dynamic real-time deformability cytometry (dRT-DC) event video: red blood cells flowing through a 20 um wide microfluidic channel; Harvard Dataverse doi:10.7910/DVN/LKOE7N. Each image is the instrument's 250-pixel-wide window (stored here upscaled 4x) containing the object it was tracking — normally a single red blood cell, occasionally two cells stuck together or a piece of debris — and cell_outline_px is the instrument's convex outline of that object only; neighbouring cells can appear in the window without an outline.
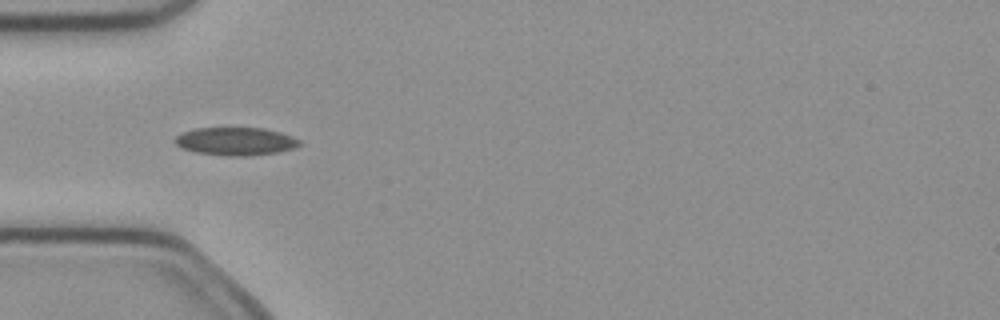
{"species": "common noctule bat (a hibernating species)", "species_latin": "Nyctalus noctula", "temperature_condition": "cold", "stored_images_in_passage": 6, "camera_frame_rate_fps": 3000, "um_per_image_px": 0.085, "animal": {"sex": "female", "body_mass_g": 21.9}, "frame": {"image": 1, "passage_image": 4, "time_ms": 1.0, "image_size_px": [1000, 320], "cell_outline_px": [[300, 144], [292, 148], [280, 152], [244, 156], [228, 156], [196, 152], [180, 148], [172, 140], [176, 136], [184, 132], [196, 128], [264, 128], [280, 132], [292, 136], [300, 140]], "centroid_in_image_um": [20.01, 12.01], "position_along_channel_um": 65.0, "area_um2": 20.29}}
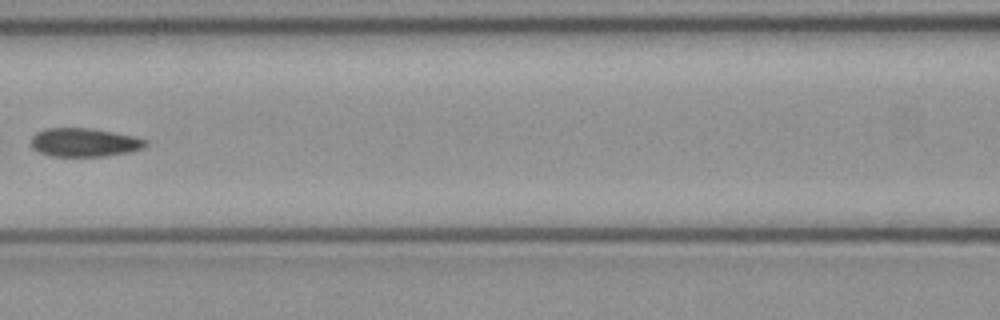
{"frame": {"image": 2, "passage_image": 6, "time_ms": 1.667, "image_size_px": [1000, 320], "cell_outline_px": [[148, 144], [144, 148], [128, 152], [104, 156], [52, 156], [40, 152], [32, 148], [32, 136], [36, 132], [44, 128], [92, 128], [136, 136], [148, 140]], "centroid_in_image_um": [7.2, 12.09], "position_along_channel_um": 159.4, "area_um2": 19.19}}